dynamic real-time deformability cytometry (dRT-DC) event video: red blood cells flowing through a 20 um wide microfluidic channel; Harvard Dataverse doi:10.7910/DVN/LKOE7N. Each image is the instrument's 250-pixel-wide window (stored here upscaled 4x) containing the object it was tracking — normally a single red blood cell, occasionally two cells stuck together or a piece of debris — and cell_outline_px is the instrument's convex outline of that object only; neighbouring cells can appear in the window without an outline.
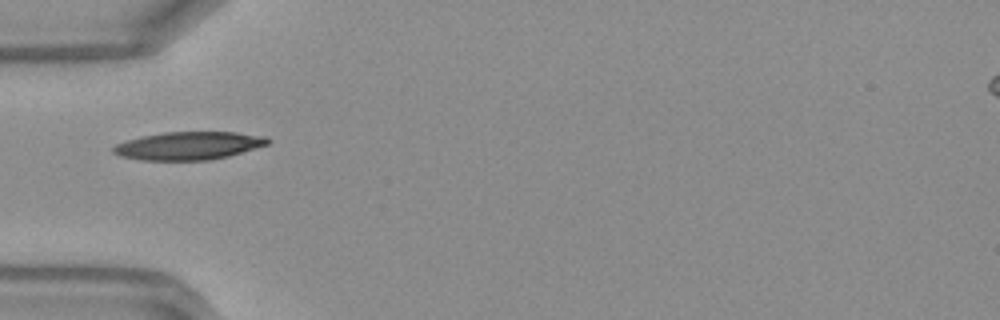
{"species": "Egyptian fruit bat (a non-hibernating species)", "species_latin": "Rousettus aegyptiacus", "temperature_condition": "warm", "stored_images_in_passage": 33, "camera_frame_rate_fps": 3000, "um_per_image_px": 0.085, "frame": {"image": 1, "passage_image": 1, "time_ms": 0.0, "image_size_px": [1000, 320], "cell_outline_px": [[272, 140], [268, 144], [228, 156], [208, 160], [140, 160], [120, 156], [112, 152], [112, 148], [116, 144], [140, 136], [164, 132], [236, 132], [264, 136]], "centroid_in_image_um": [16.01, 12.38], "position_along_channel_um": 69.0, "area_um2": 25.14}}
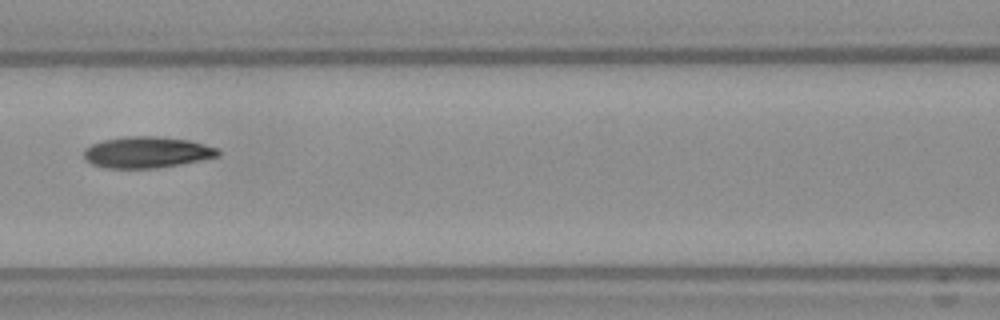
{"frame": {"image": 2, "passage_image": 7, "time_ms": 2.0, "image_size_px": [1000, 320], "cell_outline_px": [[220, 156], [180, 164], [156, 168], [104, 168], [92, 164], [84, 156], [84, 148], [92, 144], [104, 140], [124, 136], [156, 136], [188, 140], [204, 144], [216, 148], [220, 152]], "centroid_in_image_um": [12.47, 12.94], "position_along_channel_um": 154.1, "area_um2": 24.33}}
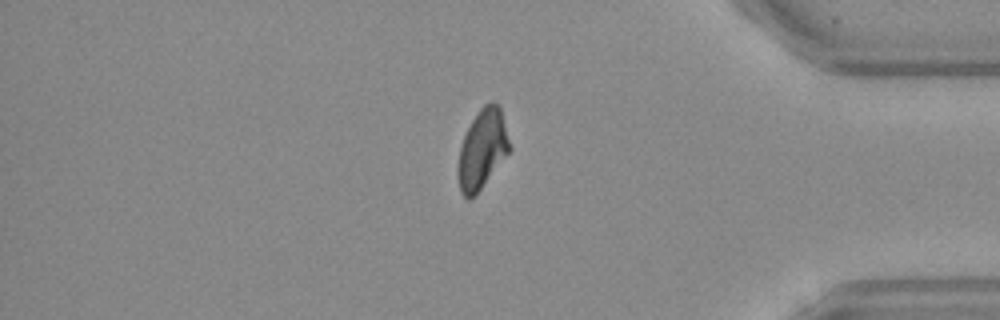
{"frame": {"image": 3, "passage_image": 26, "time_ms": 8.333, "image_size_px": [1000, 320], "cell_outline_px": [[512, 148], [480, 188], [468, 200], [460, 192], [456, 168], [460, 148], [464, 136], [472, 120], [480, 108], [484, 104], [492, 100], [500, 108]], "centroid_in_image_um": [40.98, 12.66], "position_along_channel_um": 394.2, "area_um2": 23.47}, "authors_computed_cell_mechanics": {"area_um2": 24.2182, "velocity_mm_per_s": 4.2137, "shape_relaxation_time_tau1_ms": 6.0962, "shape_relaxation_time_tau2_ms": 2.9083, "deformation_change_tau1": 0.1853, "deformation_change_tau2": 0.0817}}